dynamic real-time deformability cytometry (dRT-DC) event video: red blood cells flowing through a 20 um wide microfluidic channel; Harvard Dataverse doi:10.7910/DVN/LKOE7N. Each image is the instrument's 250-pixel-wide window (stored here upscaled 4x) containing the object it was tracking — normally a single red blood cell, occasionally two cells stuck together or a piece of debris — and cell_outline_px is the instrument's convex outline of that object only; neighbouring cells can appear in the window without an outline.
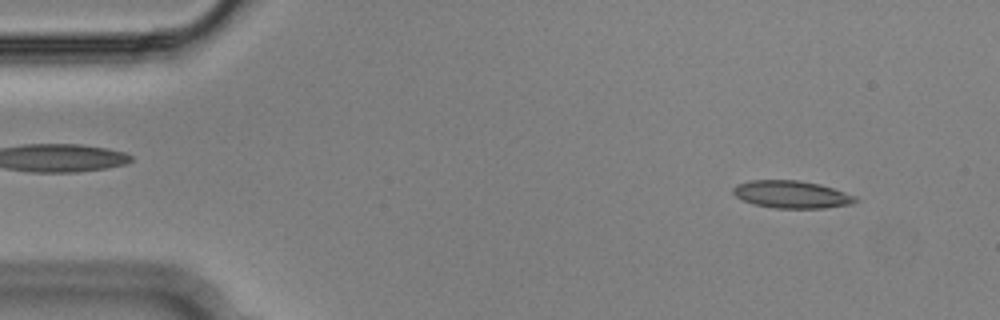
{"species": "Egyptian fruit bat (a non-hibernating species)", "species_latin": "Rousettus aegyptiacus", "temperature_condition": "cold", "stored_images_in_passage": 53, "camera_frame_rate_fps": 3000, "um_per_image_px": 0.085, "animal": {"sex": "male"}, "frame": {"image": 1, "passage_image": 4, "time_ms": 1.0, "image_size_px": [1000, 320], "cell_outline_px": [[860, 200], [852, 204], [824, 208], [776, 208], [752, 204], [736, 196], [732, 192], [732, 188], [736, 184], [748, 180], [796, 180], [820, 184], [856, 196]], "centroid_in_image_um": [67.28, 16.52], "position_along_channel_um": 17.7, "area_um2": 19.65}}
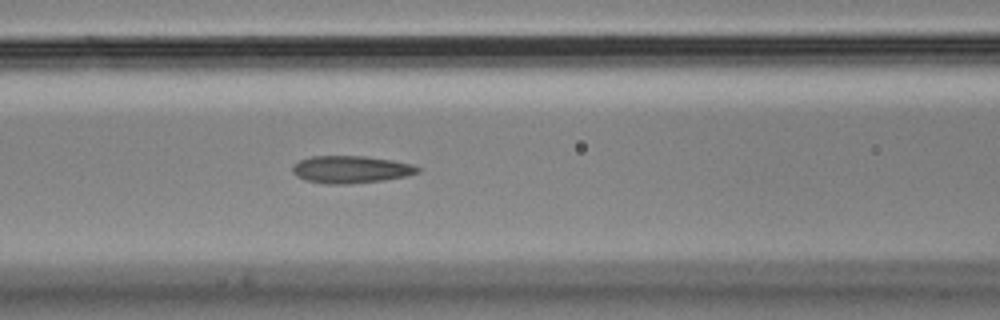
{"frame": {"image": 2, "passage_image": 21, "time_ms": 6.667, "image_size_px": [1000, 320], "cell_outline_px": [[420, 172], [404, 176], [384, 180], [344, 184], [328, 184], [304, 180], [296, 176], [292, 172], [292, 168], [300, 160], [312, 156], [364, 156], [392, 160], [412, 164], [420, 168]], "centroid_in_image_um": [29.81, 14.4], "position_along_channel_um": 136.8, "area_um2": 19.83}}
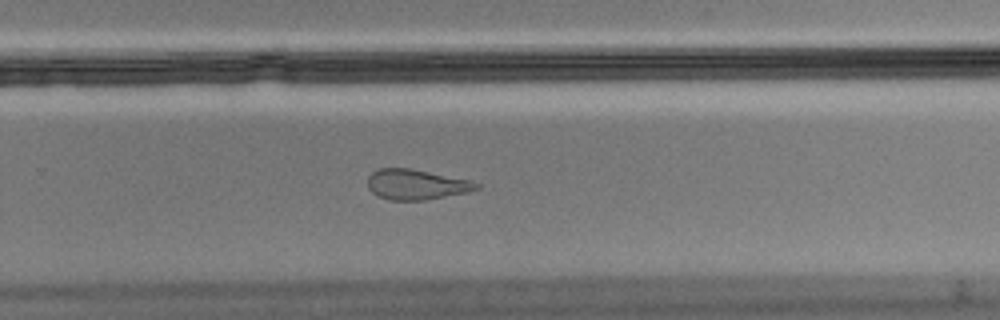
{"frame": {"image": 3, "passage_image": 34, "time_ms": 11.0, "image_size_px": [1000, 320], "cell_outline_px": [[480, 188], [468, 192], [424, 200], [388, 200], [376, 196], [368, 188], [368, 176], [372, 172], [380, 168], [412, 168], [472, 180], [480, 184]], "centroid_in_image_um": [35.39, 15.68], "position_along_channel_um": 294.4, "area_um2": 19.42}, "authors_computed_cell_mechanics": {"area_um2": 19.8254, "velocity_mm_per_s": 3.6418, "shape_relaxation_time_tau1_ms": null, "shape_relaxation_time_tau2_ms": 2.9394, "deformation_change_tau1": null, "deformation_change_tau2": 0.0965}}